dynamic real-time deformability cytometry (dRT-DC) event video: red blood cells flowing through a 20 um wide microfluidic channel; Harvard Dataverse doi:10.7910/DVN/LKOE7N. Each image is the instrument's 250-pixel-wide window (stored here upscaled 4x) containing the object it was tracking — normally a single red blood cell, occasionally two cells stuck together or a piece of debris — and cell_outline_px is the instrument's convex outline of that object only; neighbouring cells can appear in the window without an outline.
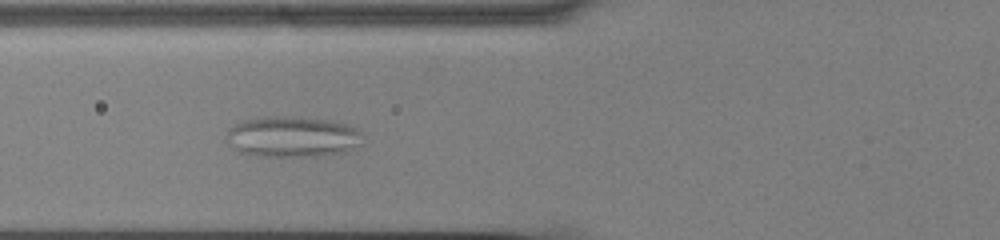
{"species": "common noctule bat (a hibernating species)", "species_latin": "Nyctalus noctula", "temperature_condition": "cold", "stored_images_in_passage": 28, "camera_frame_rate_fps": 3000, "um_per_image_px": 0.085, "animal": {"sex": "male", "body_mass_g": 13.0, "forearm_length_mm": 53.1}, "frame": {"image": 1, "passage_image": 16, "time_ms": 5.0, "image_size_px": [1000, 240], "cell_outline_px": [[360, 144], [344, 152], [316, 156], [260, 156], [240, 152], [236, 148], [228, 132], [236, 124], [244, 120], [264, 116], [284, 116], [332, 120], [348, 124], [356, 128], [360, 132]], "centroid_in_image_um": [24.93, 11.61], "position_along_channel_um": 100.9, "area_um2": 31.73}}
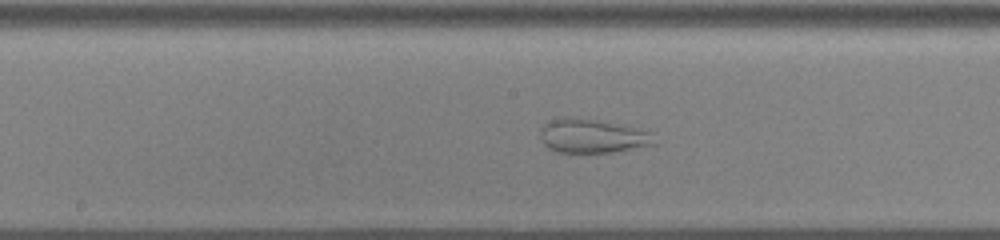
{"frame": {"image": 2, "passage_image": 24, "time_ms": 7.667, "image_size_px": [1000, 240], "cell_outline_px": [[656, 144], [612, 152], [556, 152], [548, 148], [544, 144], [540, 136], [540, 132], [544, 124], [548, 120], [564, 116], [572, 116], [596, 120], [632, 128], [648, 132]], "centroid_in_image_um": [50.23, 11.55], "position_along_channel_um": 198.0, "area_um2": 22.2}}
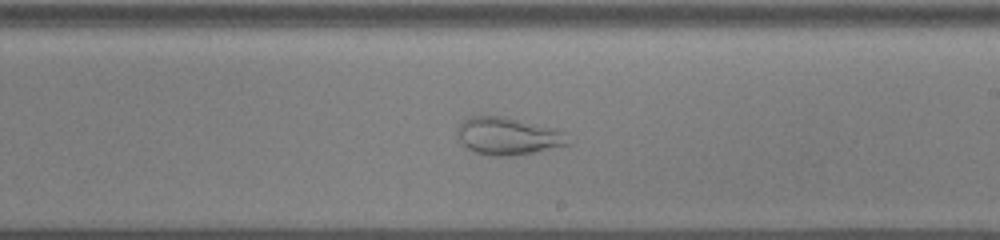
{"frame": {"image": 3, "passage_image": 28, "time_ms": 9.0, "image_size_px": [1000, 240], "cell_outline_px": [[572, 144], [536, 152], [512, 156], [492, 156], [476, 152], [468, 148], [460, 140], [456, 132], [456, 128], [468, 116], [504, 116], [568, 132]], "centroid_in_image_um": [43.23, 11.57], "position_along_channel_um": 245.8, "area_um2": 24.39}}